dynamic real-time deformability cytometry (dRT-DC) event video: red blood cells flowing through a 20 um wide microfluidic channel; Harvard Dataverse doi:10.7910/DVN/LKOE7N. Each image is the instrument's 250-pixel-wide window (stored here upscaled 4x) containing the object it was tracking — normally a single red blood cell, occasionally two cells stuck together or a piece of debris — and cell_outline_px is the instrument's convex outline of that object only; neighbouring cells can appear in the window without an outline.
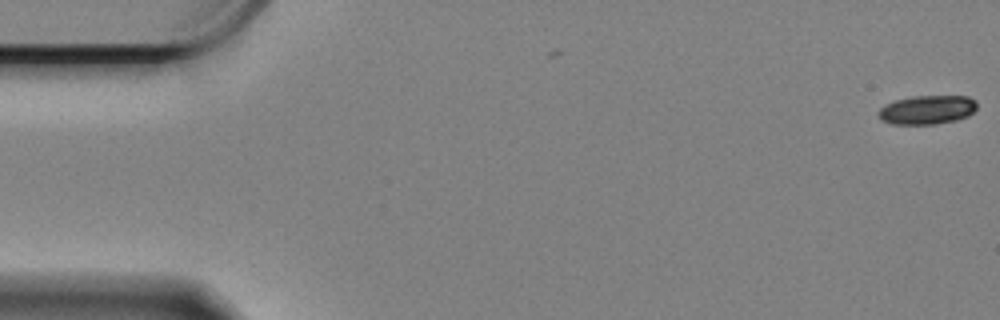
{"species": "Egyptian fruit bat (a non-hibernating species)", "species_latin": "Rousettus aegyptiacus", "temperature_condition": "cold", "stored_images_in_passage": 7, "camera_frame_rate_fps": 3000, "um_per_image_px": 0.085, "animal": {"sex": "female"}, "frame": {"image": 1, "passage_image": 1, "time_ms": 0.0, "image_size_px": [1000, 320], "cell_outline_px": [[976, 108], [968, 116], [956, 120], [936, 124], [892, 124], [884, 120], [876, 112], [880, 108], [896, 100], [912, 96], [968, 96], [976, 100]], "centroid_in_image_um": [78.83, 9.33], "position_along_channel_um": 6.2, "area_um2": 16.47}}